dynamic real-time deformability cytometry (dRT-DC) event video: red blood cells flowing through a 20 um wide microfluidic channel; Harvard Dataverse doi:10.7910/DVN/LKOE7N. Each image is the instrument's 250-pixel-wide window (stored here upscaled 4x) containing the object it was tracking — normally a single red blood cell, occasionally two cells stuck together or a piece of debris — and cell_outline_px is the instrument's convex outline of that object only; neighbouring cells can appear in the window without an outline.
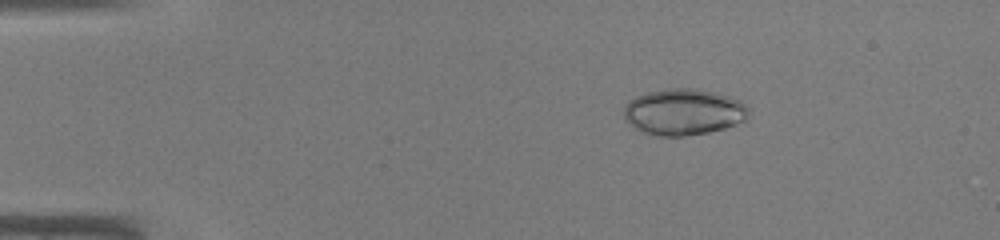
{"species": "common noctule bat (a hibernating species)", "species_latin": "Nyctalus noctula", "temperature_condition": "warm", "stored_images_in_passage": 38, "camera_frame_rate_fps": 3000, "um_per_image_px": 0.085, "animal": {"sex": "male", "body_mass_g": 19.0, "forearm_length_mm": 50.8}, "frame": {"image": 1, "passage_image": 1, "time_ms": 0.0, "image_size_px": [1000, 240], "cell_outline_px": [[748, 112], [744, 120], [736, 124], [724, 128], [708, 132], [684, 136], [660, 136], [640, 132], [624, 120], [624, 104], [636, 96], [648, 92], [668, 88], [692, 88], [716, 92], [740, 100], [748, 108]], "centroid_in_image_um": [58.06, 9.51], "position_along_channel_um": 26.9, "area_um2": 33.76}}
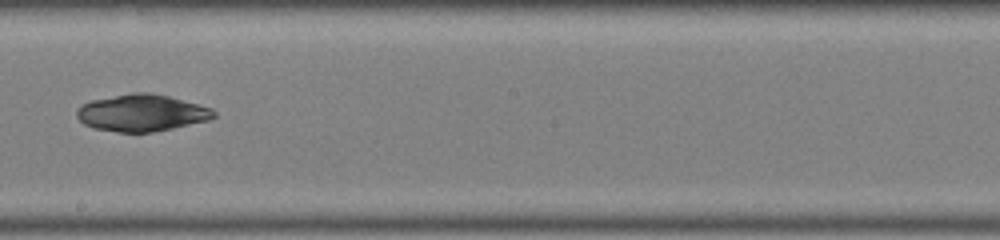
{"frame": {"image": 2, "passage_image": 20, "time_ms": 6.333, "image_size_px": [1000, 240], "cell_outline_px": [[216, 116], [208, 120], [172, 128], [152, 132], [116, 132], [92, 128], [84, 124], [76, 116], [76, 108], [80, 104], [92, 100], [132, 92], [148, 92], [168, 96], [212, 108], [216, 112]], "centroid_in_image_um": [12.0, 9.59], "position_along_channel_um": 236.2, "area_um2": 29.48}}
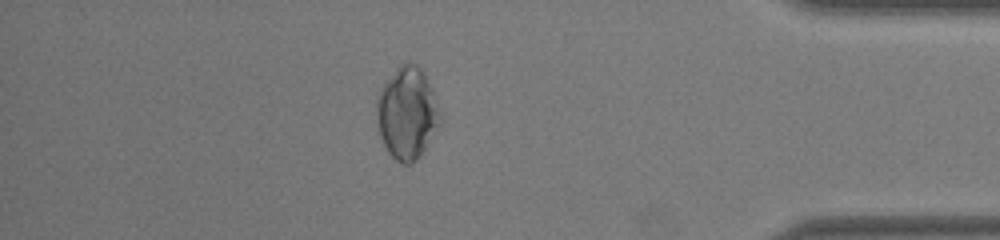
{"frame": {"image": 3, "passage_image": 33, "time_ms": 10.667, "image_size_px": [1000, 240], "cell_outline_px": [[440, 124], [424, 148], [412, 164], [404, 164], [396, 160], [388, 152], [380, 136], [376, 120], [376, 96], [380, 88], [396, 68], [400, 64], [408, 60], [416, 64], [424, 72], [432, 88], [440, 108]], "centroid_in_image_um": [34.58, 9.57], "position_along_channel_um": 400.6, "area_um2": 34.16}}